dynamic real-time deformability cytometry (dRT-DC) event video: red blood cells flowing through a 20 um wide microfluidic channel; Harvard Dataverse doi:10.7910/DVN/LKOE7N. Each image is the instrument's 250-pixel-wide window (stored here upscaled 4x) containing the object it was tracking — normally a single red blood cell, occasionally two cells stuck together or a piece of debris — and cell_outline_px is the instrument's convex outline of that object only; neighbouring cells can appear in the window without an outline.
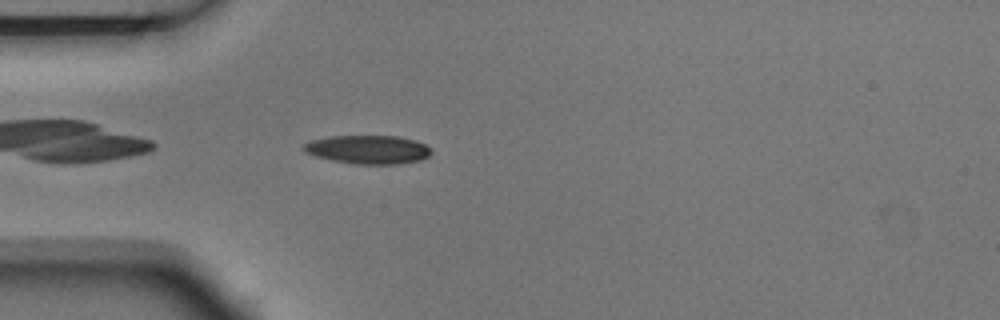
{"species": "Egyptian fruit bat (a non-hibernating species)", "species_latin": "Rousettus aegyptiacus", "temperature_condition": "room temperature", "stored_images_in_passage": 2, "camera_frame_rate_fps": 3000, "um_per_image_px": 0.085, "animal": {"sex": "male"}, "frame": {"image": 1, "passage_image": 2, "time_ms": 0.333, "image_size_px": [1000, 320], "cell_outline_px": [[432, 152], [428, 156], [420, 160], [400, 164], [356, 164], [332, 160], [316, 156], [304, 152], [300, 148], [304, 144], [312, 140], [328, 136], [400, 136], [416, 140], [432, 148]], "centroid_in_image_um": [31.29, 12.7], "position_along_channel_um": 53.7, "area_um2": 21.44}}